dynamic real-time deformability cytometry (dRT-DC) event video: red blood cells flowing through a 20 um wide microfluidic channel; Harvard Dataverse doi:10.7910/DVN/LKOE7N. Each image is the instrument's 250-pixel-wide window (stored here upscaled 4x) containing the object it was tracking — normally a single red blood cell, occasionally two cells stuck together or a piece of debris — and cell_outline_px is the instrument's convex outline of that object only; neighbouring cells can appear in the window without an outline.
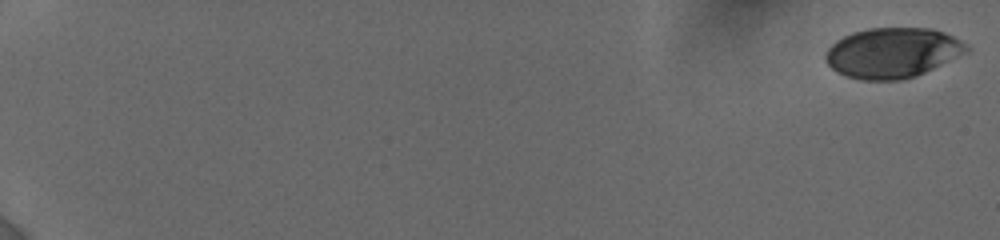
{"species": "human", "species_latin": "Homo sapiens", "temperature_condition": "cold", "stored_images_in_passage": 21, "camera_frame_rate_fps": 3000, "um_per_image_px": 0.085, "donor": {"sex": "female"}, "frame": {"image": 1, "passage_image": 1, "time_ms": 0.0, "image_size_px": [1000, 240], "cell_outline_px": [[972, 48], [968, 52], [916, 76], [904, 80], [860, 80], [844, 76], [836, 72], [824, 60], [824, 56], [828, 48], [836, 40], [852, 32], [868, 28], [932, 28], [944, 32], [968, 44]], "centroid_in_image_um": [75.86, 4.49], "position_along_channel_um": 9.1, "area_um2": 41.56}}